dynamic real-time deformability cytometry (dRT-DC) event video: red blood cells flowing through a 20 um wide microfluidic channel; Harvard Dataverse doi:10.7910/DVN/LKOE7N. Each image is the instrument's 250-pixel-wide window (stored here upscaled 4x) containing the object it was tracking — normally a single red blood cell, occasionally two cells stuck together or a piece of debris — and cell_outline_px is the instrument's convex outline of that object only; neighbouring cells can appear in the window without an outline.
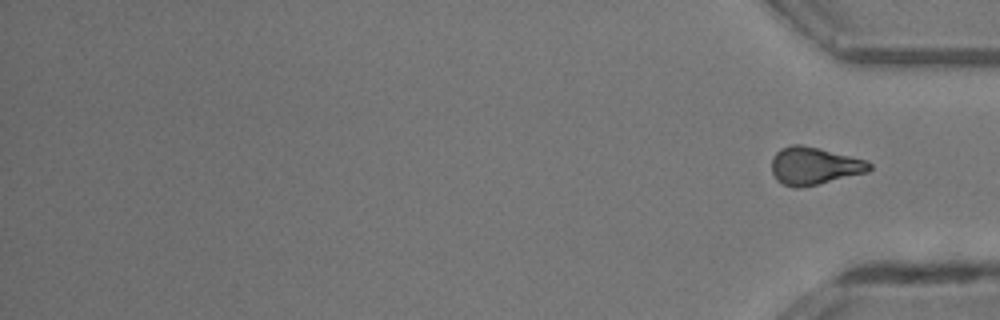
{"species": "common noctule bat (a hibernating species)", "species_latin": "Nyctalus noctula", "temperature_condition": "room temperature", "stored_images_in_passage": 41, "segment_of_instrument_passage": [2, 2], "camera_frame_rate_fps": 3000, "um_per_image_px": 0.085, "animal": {"sex": "male", "body_mass_g": 13.3}, "frame": {"image": 1, "passage_image": 41, "time_ms": 13.333, "image_size_px": [1000, 320], "cell_outline_px": [[872, 168], [868, 172], [816, 184], [796, 188], [784, 184], [776, 180], [772, 172], [772, 160], [776, 152], [780, 148], [792, 144], [800, 144], [820, 148], [868, 160], [872, 164]], "centroid_in_image_um": [69.22, 14.08], "position_along_channel_um": 366.0, "area_um2": 21.39}}